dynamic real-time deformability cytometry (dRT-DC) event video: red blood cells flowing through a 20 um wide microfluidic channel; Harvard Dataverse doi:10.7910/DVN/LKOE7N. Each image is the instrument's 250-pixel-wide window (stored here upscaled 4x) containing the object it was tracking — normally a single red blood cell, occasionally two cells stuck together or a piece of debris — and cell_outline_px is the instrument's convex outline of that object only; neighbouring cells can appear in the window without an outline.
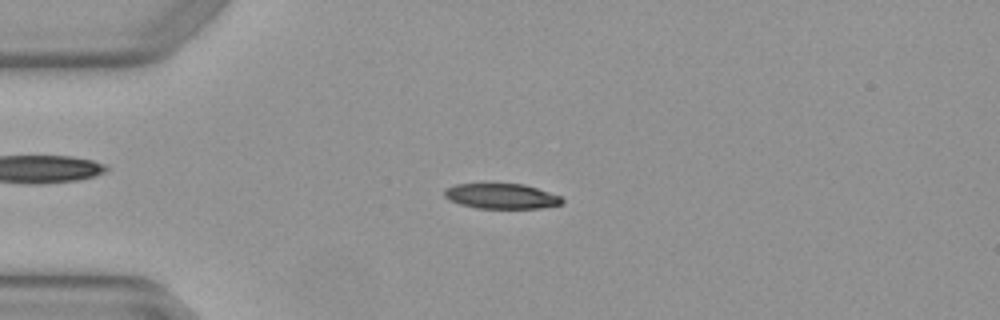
{"species": "Egyptian fruit bat (a non-hibernating species)", "species_latin": "Rousettus aegyptiacus", "temperature_condition": "warm", "stored_images_in_passage": 3, "camera_frame_rate_fps": 3000, "um_per_image_px": 0.085, "animal": {"sex": "female"}, "frame": {"image": 1, "passage_image": 3, "time_ms": 0.667, "image_size_px": [1000, 320], "cell_outline_px": [[564, 204], [540, 208], [476, 208], [460, 204], [444, 196], [444, 188], [456, 184], [488, 180], [524, 184], [560, 196], [564, 200]], "centroid_in_image_um": [42.57, 16.61], "position_along_channel_um": 42.4, "area_um2": 18.15}}